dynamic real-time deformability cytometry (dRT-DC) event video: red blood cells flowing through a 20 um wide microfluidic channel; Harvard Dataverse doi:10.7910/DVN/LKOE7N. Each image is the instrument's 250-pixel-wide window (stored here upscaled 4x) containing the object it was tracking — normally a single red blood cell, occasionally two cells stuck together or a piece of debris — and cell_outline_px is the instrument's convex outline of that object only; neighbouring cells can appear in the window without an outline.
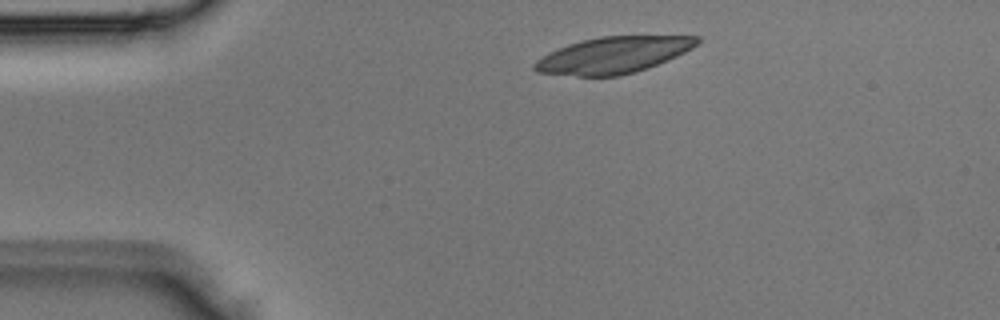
{"species": "Egyptian fruit bat (a non-hibernating species)", "species_latin": "Rousettus aegyptiacus", "temperature_condition": "room temperature", "stored_images_in_passage": 3, "segment_of_instrument_passage": [1, 2], "camera_frame_rate_fps": 3000, "um_per_image_px": 0.085, "animal": {"sex": "male"}, "frame": {"image": 1, "passage_image": 1, "time_ms": 0.0, "image_size_px": [1000, 320], "cell_outline_px": [[700, 40], [692, 48], [676, 56], [648, 68], [636, 72], [620, 76], [580, 76], [536, 72], [532, 68], [532, 64], [536, 60], [548, 52], [568, 44], [580, 40], [600, 36], [700, 36]], "centroid_in_image_um": [52.08, 4.68], "position_along_channel_um": 32.9, "area_um2": 34.51}}